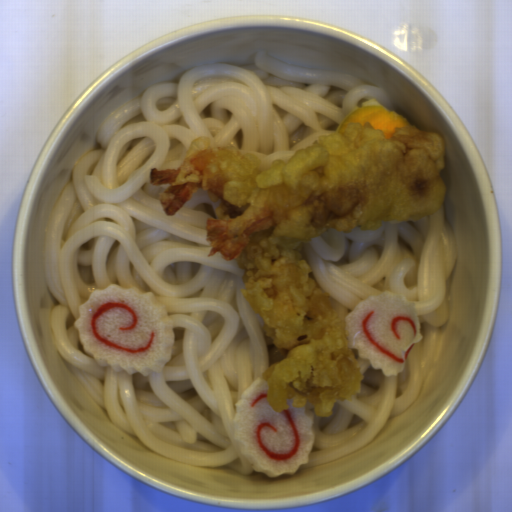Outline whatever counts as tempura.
<instances>
[{"instance_id":"obj_1","label":"tempura","mask_w":512,"mask_h":512,"mask_svg":"<svg viewBox=\"0 0 512 512\" xmlns=\"http://www.w3.org/2000/svg\"><path fill=\"white\" fill-rule=\"evenodd\" d=\"M387 139L371 122H348L295 150L288 162L239 154L194 137L175 169L153 168L150 184L169 185L157 195L173 216L203 189L217 218H206L207 256L220 253L244 270L240 289L263 319L268 366L266 400L277 413L307 405L314 416L333 414L337 400L353 401L365 379L345 319L320 290L302 244L329 228L352 233L382 222L417 221L444 205L446 144L433 130L394 128Z\"/></svg>"}]
</instances>
